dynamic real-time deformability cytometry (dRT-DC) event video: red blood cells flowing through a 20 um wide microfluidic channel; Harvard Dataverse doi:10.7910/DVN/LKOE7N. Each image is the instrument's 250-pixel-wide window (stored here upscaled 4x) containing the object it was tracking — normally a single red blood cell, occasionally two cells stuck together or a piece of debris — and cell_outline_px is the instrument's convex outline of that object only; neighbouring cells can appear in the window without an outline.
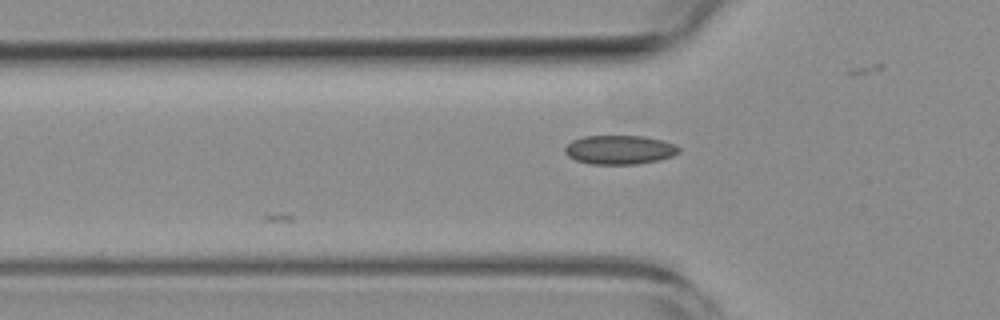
{"species": "common noctule bat (a hibernating species)", "species_latin": "Nyctalus noctula", "temperature_condition": "room temperature", "stored_images_in_passage": 3, "camera_frame_rate_fps": 3000, "um_per_image_px": 0.085, "animal": {"sex": "female", "body_mass_g": 19.3, "forearm_length_mm": 54.1}, "frame": {"image": 1, "passage_image": 2, "time_ms": 1.0, "image_size_px": [1000, 320], "cell_outline_px": [[680, 152], [672, 156], [660, 160], [636, 164], [588, 164], [576, 160], [568, 156], [564, 152], [564, 148], [572, 140], [584, 136], [644, 136], [676, 144], [680, 148]], "centroid_in_image_um": [52.66, 12.73], "position_along_channel_um": 73.1, "area_um2": 19.36}}